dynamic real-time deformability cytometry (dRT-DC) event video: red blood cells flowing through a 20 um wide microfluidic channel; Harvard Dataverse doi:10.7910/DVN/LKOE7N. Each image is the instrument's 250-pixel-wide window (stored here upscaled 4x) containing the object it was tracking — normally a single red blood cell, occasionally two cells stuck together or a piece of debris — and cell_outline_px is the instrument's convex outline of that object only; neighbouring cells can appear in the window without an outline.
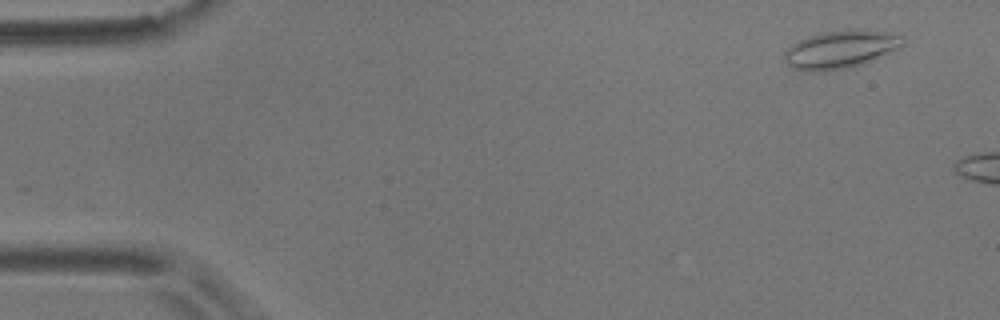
{"species": "common noctule bat (a hibernating species)", "species_latin": "Nyctalus noctula", "temperature_condition": "room temperature", "stored_images_in_passage": 4, "camera_frame_rate_fps": 3000, "um_per_image_px": 0.085, "animal": {"sex": "male", "body_mass_g": 17.9}, "frame": {"image": 1, "passage_image": 2, "time_ms": 0.333, "image_size_px": [1000, 320], "cell_outline_px": [[904, 44], [900, 48], [872, 60], [852, 68], [824, 72], [808, 72], [792, 68], [788, 64], [784, 56], [784, 52], [792, 44], [808, 36], [824, 32], [844, 28], [852, 28], [884, 32], [900, 36], [904, 40]], "centroid_in_image_um": [71.43, 4.21], "position_along_channel_um": 13.6, "area_um2": 26.47}}